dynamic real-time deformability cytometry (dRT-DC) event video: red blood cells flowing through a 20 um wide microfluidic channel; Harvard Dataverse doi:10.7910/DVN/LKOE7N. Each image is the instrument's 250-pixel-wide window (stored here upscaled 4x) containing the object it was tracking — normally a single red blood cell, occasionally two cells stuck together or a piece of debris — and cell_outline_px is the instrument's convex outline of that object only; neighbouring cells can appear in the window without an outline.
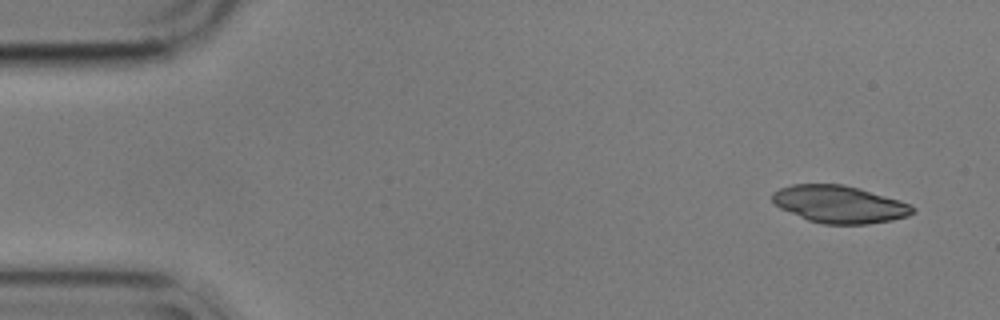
{"species": "common noctule bat (a hibernating species)", "species_latin": "Nyctalus noctula", "temperature_condition": "cold", "stored_images_in_passage": 53, "camera_frame_rate_fps": 3000, "um_per_image_px": 0.085, "animal": {"sex": "male", "body_mass_g": 17.9}, "frame": {"image": 1, "passage_image": 1, "time_ms": 0.0, "image_size_px": [1000, 320], "cell_outline_px": [[916, 212], [908, 216], [892, 220], [868, 224], [824, 224], [808, 220], [780, 208], [772, 200], [772, 192], [780, 188], [792, 184], [844, 184], [860, 188], [900, 200], [912, 204], [916, 208]], "centroid_in_image_um": [71.39, 17.36], "position_along_channel_um": 13.6, "area_um2": 30.75}}